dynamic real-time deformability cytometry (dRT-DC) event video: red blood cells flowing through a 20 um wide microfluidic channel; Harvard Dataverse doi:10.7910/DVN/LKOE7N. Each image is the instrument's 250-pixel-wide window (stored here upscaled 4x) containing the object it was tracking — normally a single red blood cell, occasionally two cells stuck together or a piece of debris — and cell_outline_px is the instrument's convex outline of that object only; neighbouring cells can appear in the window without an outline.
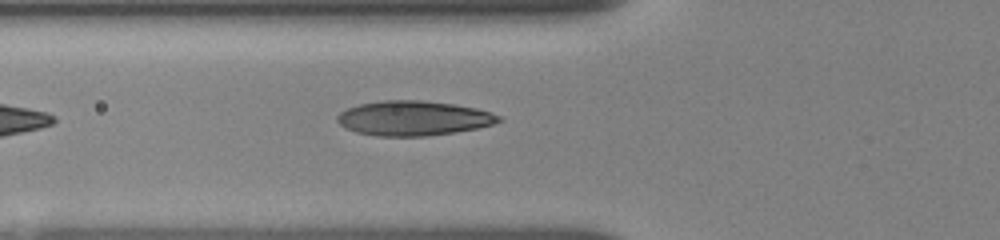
{"species": "human", "species_latin": "Homo sapiens", "temperature_condition": "room temperature", "stored_images_in_passage": 23, "segment_of_instrument_passage": [2, 2], "camera_frame_rate_fps": 3000, "um_per_image_px": 0.085, "donor": {"sex": "female"}, "frame": {"image": 1, "passage_image": 9, "time_ms": 6.0, "image_size_px": [1000, 240], "cell_outline_px": [[504, 120], [492, 124], [476, 128], [456, 132], [424, 136], [376, 136], [356, 132], [344, 128], [336, 120], [336, 116], [340, 112], [348, 108], [360, 104], [380, 100], [420, 100], [452, 104], [476, 108], [492, 112], [500, 116]], "centroid_in_image_um": [35.12, 10.05], "position_along_channel_um": 90.7, "area_um2": 32.71}}
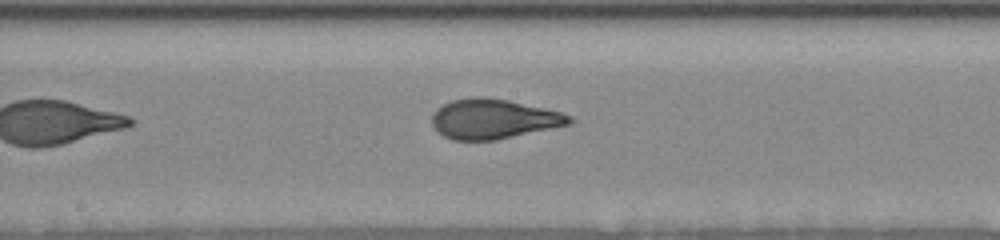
{"frame": {"image": 2, "passage_image": 14, "time_ms": 9.0, "image_size_px": [1000, 240], "cell_outline_px": [[576, 120], [572, 124], [496, 140], [452, 140], [436, 132], [432, 124], [432, 112], [436, 108], [452, 100], [472, 96], [484, 96], [508, 100], [544, 108], [560, 112], [572, 116]], "centroid_in_image_um": [41.93, 10.11], "position_along_channel_um": 206.3, "area_um2": 32.19}}
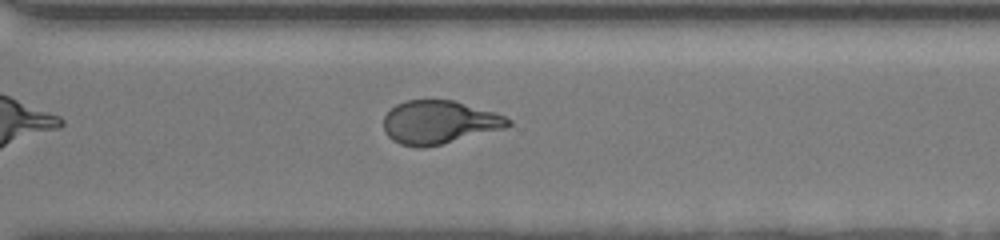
{"frame": {"image": 3, "passage_image": 23, "time_ms": 12.333, "image_size_px": [1000, 240], "cell_outline_px": [[512, 124], [504, 128], [424, 148], [420, 148], [400, 144], [392, 140], [384, 132], [384, 116], [396, 104], [408, 100], [452, 100], [496, 112], [512, 120]], "centroid_in_image_um": [37.31, 10.39], "position_along_channel_um": 333.3, "area_um2": 31.21}}